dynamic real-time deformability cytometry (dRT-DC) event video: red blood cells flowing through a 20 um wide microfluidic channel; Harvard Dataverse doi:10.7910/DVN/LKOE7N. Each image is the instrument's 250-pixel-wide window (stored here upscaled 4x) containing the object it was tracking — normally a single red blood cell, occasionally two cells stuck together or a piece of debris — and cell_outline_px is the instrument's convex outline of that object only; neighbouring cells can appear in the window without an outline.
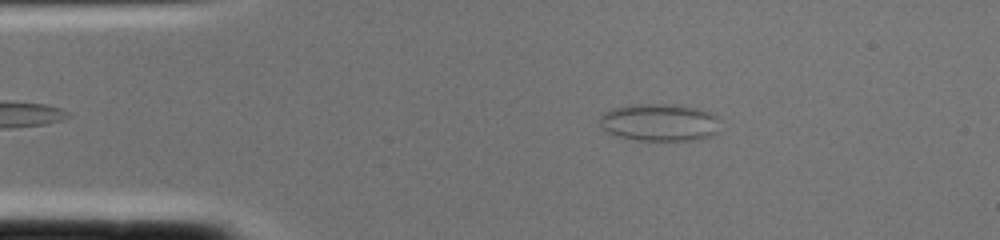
{"species": "common noctule bat (a hibernating species)", "species_latin": "Nyctalus noctula", "temperature_condition": "cold", "stored_images_in_passage": 2, "camera_frame_rate_fps": 3000, "um_per_image_px": 0.085, "animal": {"sex": "female", "body_mass_g": 22.0, "forearm_length_mm": 56.7}, "frame": {"image": 1, "passage_image": 2, "time_ms": 0.333, "image_size_px": [1000, 240], "cell_outline_px": [[716, 132], [712, 136], [696, 140], [636, 140], [616, 136], [608, 132], [600, 124], [600, 116], [604, 112], [612, 108], [632, 104], [676, 104], [696, 108], [708, 112], [716, 116]], "centroid_in_image_um": [56.01, 10.4], "position_along_channel_um": 29.0, "area_um2": 26.13}}